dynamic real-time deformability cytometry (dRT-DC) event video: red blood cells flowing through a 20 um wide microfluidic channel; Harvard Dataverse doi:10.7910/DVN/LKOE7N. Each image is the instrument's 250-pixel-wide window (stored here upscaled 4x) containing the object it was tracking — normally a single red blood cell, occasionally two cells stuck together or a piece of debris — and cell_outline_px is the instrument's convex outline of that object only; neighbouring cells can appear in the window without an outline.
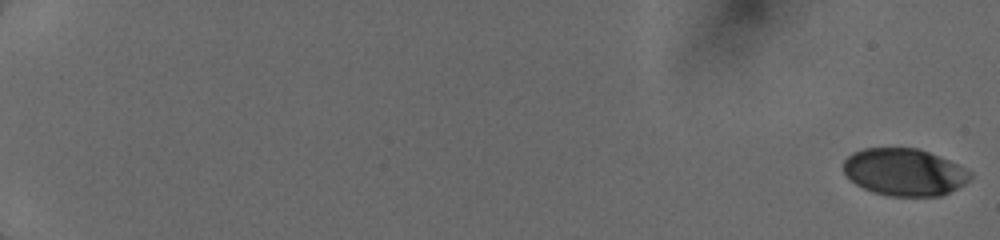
{"species": "human", "species_latin": "Homo sapiens", "temperature_condition": "cold", "stored_images_in_passage": 40, "camera_frame_rate_fps": 3000, "um_per_image_px": 0.085, "donor": {"sex": "female"}, "frame": {"image": 1, "passage_image": 1, "time_ms": 0.0, "image_size_px": [1000, 240], "cell_outline_px": [[972, 176], [964, 184], [940, 196], [888, 196], [872, 192], [856, 184], [844, 172], [844, 160], [852, 152], [864, 148], [920, 148], [948, 160], [972, 172]], "centroid_in_image_um": [76.86, 14.62], "position_along_channel_um": 8.1, "area_um2": 34.74}}
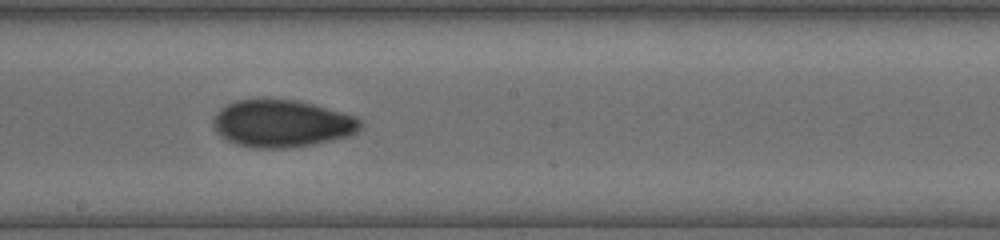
{"frame": {"image": 2, "passage_image": 24, "time_ms": 10.667, "image_size_px": [1000, 240], "cell_outline_px": [[360, 128], [352, 136], [316, 144], [292, 148], [252, 148], [236, 144], [220, 136], [216, 132], [212, 124], [212, 120], [216, 112], [220, 108], [236, 100], [264, 96], [296, 100], [312, 104], [356, 116], [360, 120]], "centroid_in_image_um": [23.92, 10.48], "position_along_channel_um": 224.3, "area_um2": 41.56}}
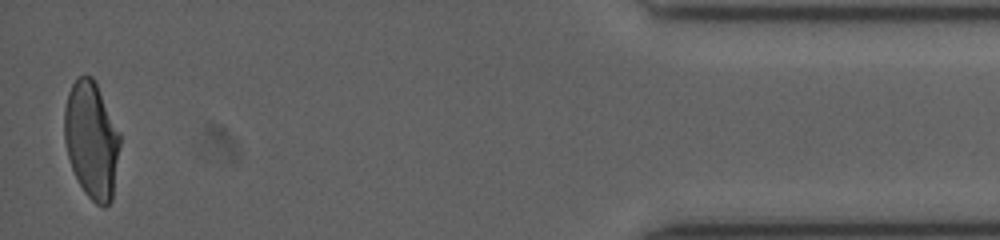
{"frame": {"image": 3, "passage_image": 40, "time_ms": 17.0, "image_size_px": [1000, 240], "cell_outline_px": [[120, 144], [112, 200], [104, 208], [96, 204], [84, 192], [72, 168], [68, 156], [64, 140], [64, 108], [68, 92], [72, 84], [80, 76], [92, 76], [120, 132]], "centroid_in_image_um": [7.78, 11.91], "position_along_channel_um": 427.4, "area_um2": 37.69}}